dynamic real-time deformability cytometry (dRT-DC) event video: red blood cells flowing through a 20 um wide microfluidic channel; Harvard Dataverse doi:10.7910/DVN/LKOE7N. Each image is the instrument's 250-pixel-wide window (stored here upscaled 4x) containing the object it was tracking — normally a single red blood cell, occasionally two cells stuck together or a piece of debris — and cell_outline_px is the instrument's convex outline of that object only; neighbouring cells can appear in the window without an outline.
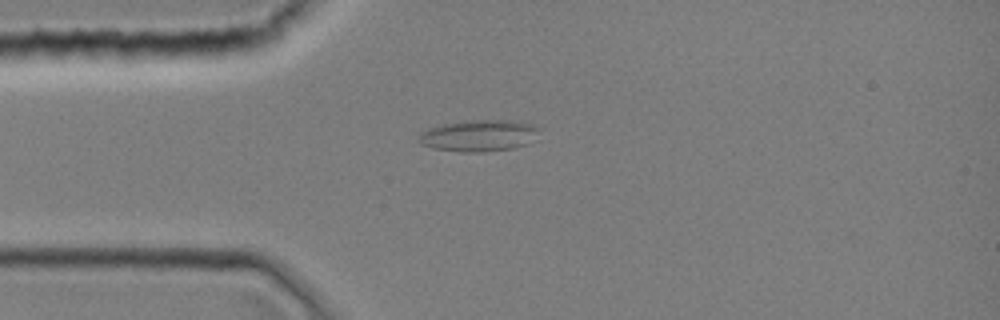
{"species": "common noctule bat (a hibernating species)", "species_latin": "Nyctalus noctula", "temperature_condition": "room temperature", "stored_images_in_passage": 2, "camera_frame_rate_fps": 3000, "um_per_image_px": 0.085, "animal": {"sex": "female", "body_mass_g": 19.0, "forearm_length_mm": 51.5}, "frame": {"image": 1, "passage_image": 2, "time_ms": 0.333, "image_size_px": [1000, 320], "cell_outline_px": [[540, 128], [528, 144], [512, 148], [484, 152], [460, 152], [432, 148], [420, 144], [420, 136], [424, 128], [464, 120], [512, 120], [532, 124]], "centroid_in_image_um": [40.67, 11.52], "position_along_channel_um": 44.3, "area_um2": 22.2}}